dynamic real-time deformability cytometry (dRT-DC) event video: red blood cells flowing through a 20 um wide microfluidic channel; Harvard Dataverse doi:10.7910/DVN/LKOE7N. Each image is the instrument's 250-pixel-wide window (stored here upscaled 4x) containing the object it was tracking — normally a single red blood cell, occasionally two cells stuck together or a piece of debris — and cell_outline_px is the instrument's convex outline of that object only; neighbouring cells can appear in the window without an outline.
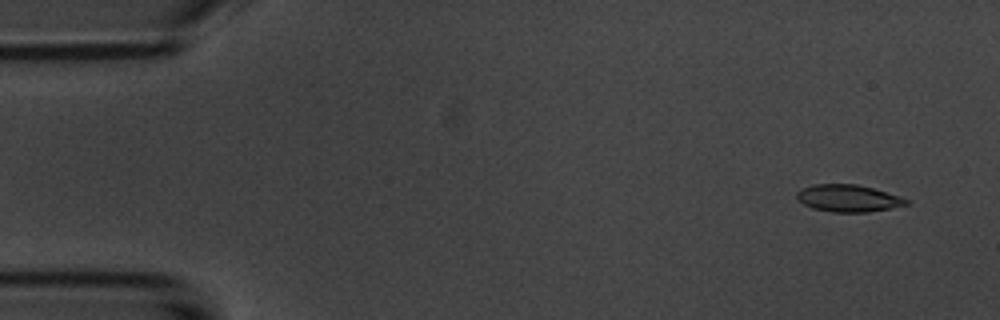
{"species": "common noctule bat (a hibernating species)", "species_latin": "Nyctalus noctula", "temperature_condition": "room temperature", "stored_images_in_passage": 54, "camera_frame_rate_fps": 3000, "um_per_image_px": 0.085, "animal": {"sex": "male", "body_mass_g": 20.1, "forearm_length_mm": 53.5}, "frame": {"image": 1, "passage_image": 4, "time_ms": 1.0, "image_size_px": [1000, 320], "cell_outline_px": [[908, 204], [868, 212], [832, 212], [812, 208], [796, 200], [796, 192], [800, 188], [812, 184], [856, 184], [872, 188], [908, 200]], "centroid_in_image_um": [71.98, 16.85], "position_along_channel_um": 13.0, "area_um2": 17.11}}
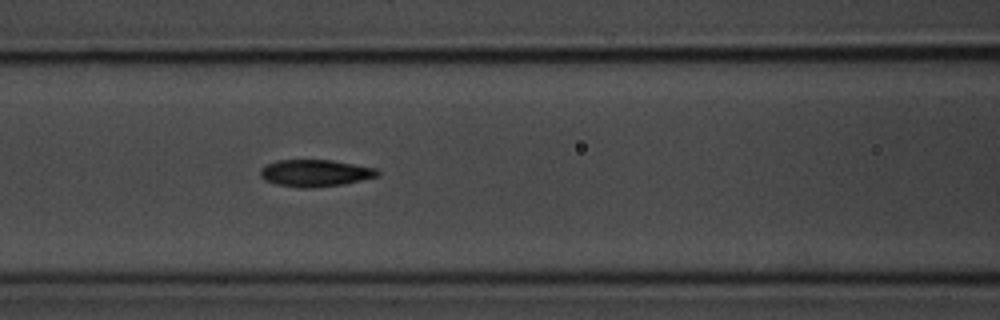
{"frame": {"image": 2, "passage_image": 23, "time_ms": 7.333, "image_size_px": [1000, 320], "cell_outline_px": [[380, 176], [344, 184], [312, 188], [300, 188], [276, 184], [264, 180], [260, 176], [260, 168], [276, 160], [332, 160], [376, 168], [380, 172]], "centroid_in_image_um": [26.8, 14.71], "position_along_channel_um": 139.8, "area_um2": 18.55}}
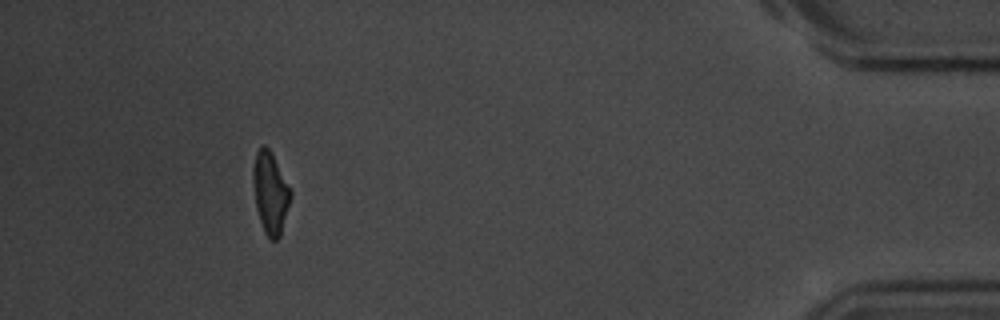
{"frame": {"image": 3, "passage_image": 50, "time_ms": 16.333, "image_size_px": [1000, 320], "cell_outline_px": [[292, 196], [280, 236], [276, 240], [272, 240], [264, 232], [256, 208], [252, 180], [252, 168], [256, 152], [260, 144], [264, 144], [272, 152], [292, 192]], "centroid_in_image_um": [22.97, 16.34], "position_along_channel_um": 412.2, "area_um2": 18.03}, "authors_computed_cell_mechanics": {"area_um2": 17.9469, "velocity_mm_per_s": 3.7152, "shape_relaxation_time_tau1_ms": 4.0492, "shape_relaxation_time_tau2_ms": 1.4619, "deformation_change_tau1": 0.1682, "deformation_change_tau2": 0.074}}